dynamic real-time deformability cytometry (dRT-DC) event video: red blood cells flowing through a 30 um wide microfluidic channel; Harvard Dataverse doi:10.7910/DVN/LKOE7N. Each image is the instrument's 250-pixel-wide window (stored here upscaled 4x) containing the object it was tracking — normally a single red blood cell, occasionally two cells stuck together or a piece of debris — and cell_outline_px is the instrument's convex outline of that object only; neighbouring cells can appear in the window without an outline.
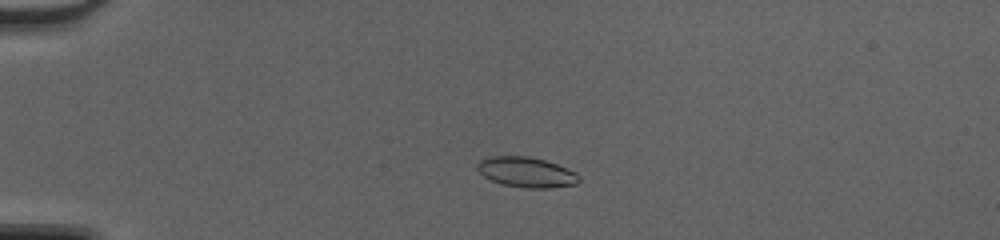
{"species": "common noctule bat (a hibernating species)", "species_latin": "Nyctalus noctula", "temperature_condition": "cold", "stored_images_in_passage": 47, "camera_frame_rate_fps": 3000, "um_per_image_px": 0.085, "animal": {"sex": "female", "body_mass_g": 20.0, "forearm_length_mm": 54.0}, "frame": {"image": 1, "passage_image": 11, "time_ms": 3.333, "image_size_px": [1000, 240], "cell_outline_px": [[580, 180], [576, 184], [548, 188], [524, 188], [500, 184], [484, 176], [476, 168], [476, 164], [480, 160], [488, 156], [528, 156], [544, 160], [556, 164], [576, 172], [580, 176]], "centroid_in_image_um": [44.73, 14.64], "position_along_channel_um": 40.3, "area_um2": 17.98}}
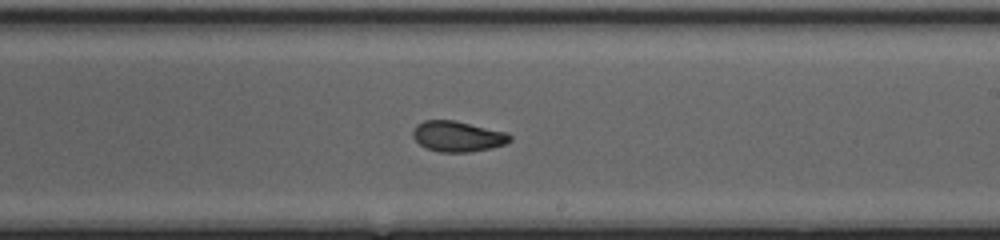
{"frame": {"image": 2, "passage_image": 29, "time_ms": 9.333, "image_size_px": [1000, 240], "cell_outline_px": [[512, 140], [504, 144], [492, 148], [472, 152], [440, 152], [428, 148], [420, 144], [412, 136], [412, 132], [416, 124], [424, 120], [452, 120], [508, 132], [512, 136]], "centroid_in_image_um": [38.92, 11.59], "position_along_channel_um": 250.1, "area_um2": 17.34}}
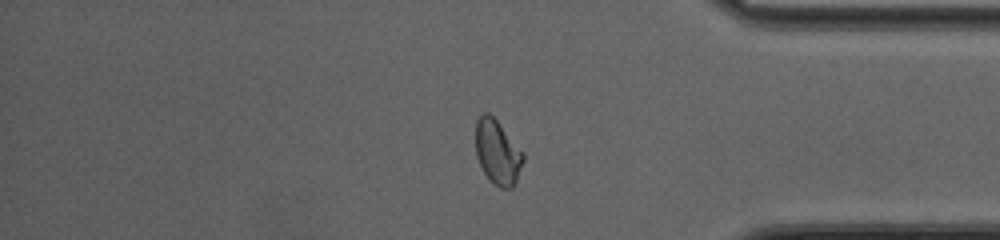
{"frame": {"image": 3, "passage_image": 40, "time_ms": 13.0, "image_size_px": [1000, 240], "cell_outline_px": [[524, 160], [516, 180], [512, 188], [500, 188], [492, 184], [484, 172], [476, 156], [476, 120], [484, 112], [488, 112], [496, 120], [524, 152]], "centroid_in_image_um": [42.29, 12.95], "position_along_channel_um": 392.9, "area_um2": 17.8}, "authors_computed_cell_mechanics": {"area_um2": 17.8024, "velocity_mm_per_s": 4.2985, "shape_relaxation_time_tau1_ms": 6.1067, "shape_relaxation_time_tau2_ms": 1.6541, "deformation_change_tau1": 0.1428, "deformation_change_tau2": 0.0597}}